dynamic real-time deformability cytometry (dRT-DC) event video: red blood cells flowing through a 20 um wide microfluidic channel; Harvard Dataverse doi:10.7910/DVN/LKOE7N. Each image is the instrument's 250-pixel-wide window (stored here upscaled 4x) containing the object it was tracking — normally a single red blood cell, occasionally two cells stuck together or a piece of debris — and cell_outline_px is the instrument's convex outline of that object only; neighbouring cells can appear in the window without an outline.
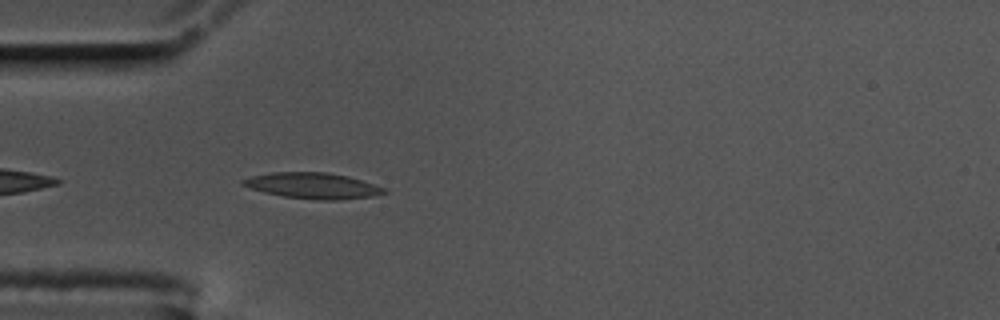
{"species": "common noctule bat (a hibernating species)", "species_latin": "Nyctalus noctula", "temperature_condition": "cold", "stored_images_in_passage": 39, "camera_frame_rate_fps": 3000, "um_per_image_px": 0.085, "animal": {"sex": "male", "body_mass_g": 17.5, "forearm_length_mm": 52.3}, "frame": {"image": 1, "passage_image": 3, "time_ms": 0.667, "image_size_px": [1000, 320], "cell_outline_px": [[388, 192], [372, 196], [336, 200], [316, 200], [284, 196], [264, 192], [240, 184], [240, 180], [252, 176], [272, 172], [328, 172], [348, 176], [388, 188]], "centroid_in_image_um": [26.62, 15.78], "position_along_channel_um": 58.4, "area_um2": 21.33}}
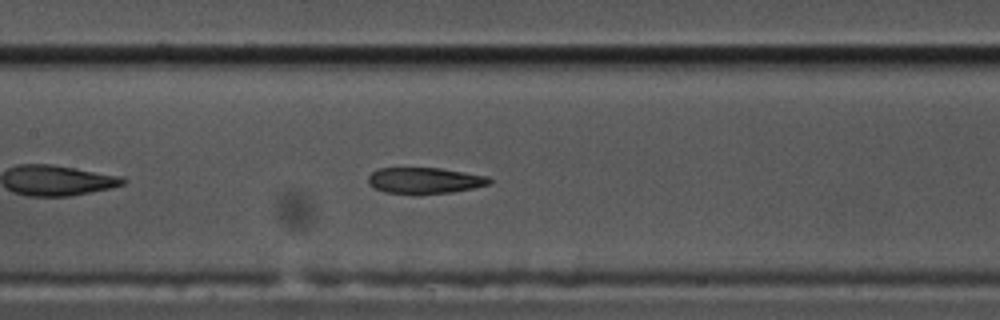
{"frame": {"image": 2, "passage_image": 13, "time_ms": 4.0, "image_size_px": [1000, 320], "cell_outline_px": [[492, 184], [452, 192], [416, 196], [384, 192], [368, 184], [368, 176], [372, 172], [380, 168], [440, 168], [488, 176], [492, 180]], "centroid_in_image_um": [36.09, 15.37], "position_along_channel_um": 171.3, "area_um2": 18.9}}
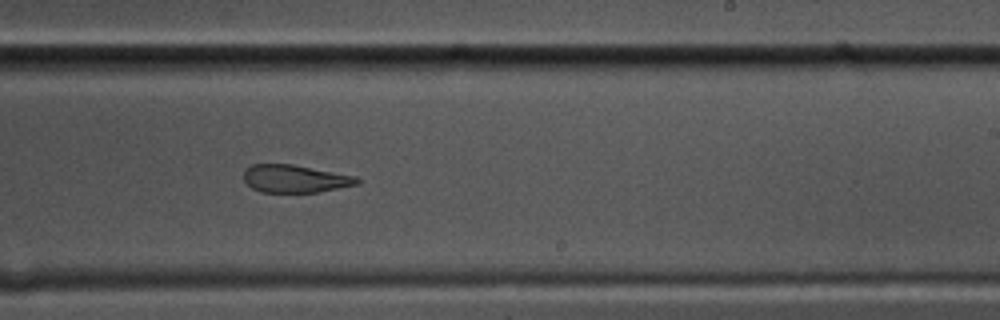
{"frame": {"image": 3, "passage_image": 21, "time_ms": 6.667, "image_size_px": [1000, 320], "cell_outline_px": [[360, 184], [316, 192], [260, 192], [252, 188], [244, 180], [244, 168], [252, 164], [292, 164], [356, 176], [360, 180]], "centroid_in_image_um": [25.06, 15.18], "position_along_channel_um": 263.9, "area_um2": 18.32}, "authors_computed_cell_mechanics": {"area_um2": 20.1722, "velocity_mm_per_s": 3.4854, "shape_relaxation_time_tau1_ms": null, "shape_relaxation_time_tau2_ms": 2.8153, "deformation_change_tau1": null, "deformation_change_tau2": 0.1038}}